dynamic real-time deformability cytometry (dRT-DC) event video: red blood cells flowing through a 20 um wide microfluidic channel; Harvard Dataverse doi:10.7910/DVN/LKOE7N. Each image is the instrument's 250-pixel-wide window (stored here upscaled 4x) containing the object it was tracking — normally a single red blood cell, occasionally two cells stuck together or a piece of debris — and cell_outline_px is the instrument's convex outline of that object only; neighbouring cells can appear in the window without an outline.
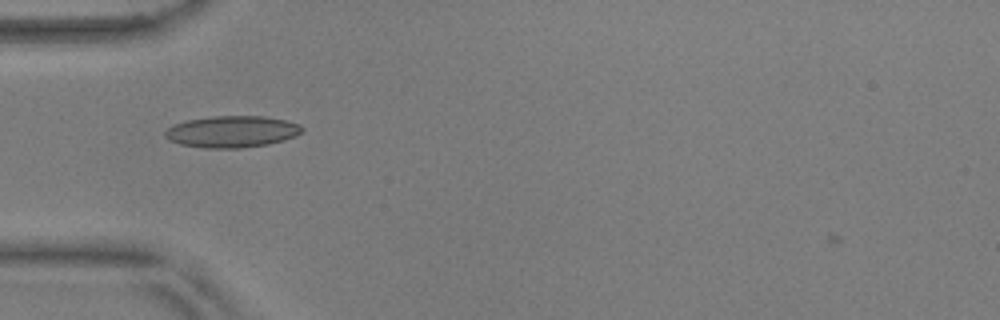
{"species": "common noctule bat (a hibernating species)", "species_latin": "Nyctalus noctula", "temperature_condition": "warm", "stored_images_in_passage": 8, "camera_frame_rate_fps": 3000, "um_per_image_px": 0.085, "animal": {"sex": "male", "body_mass_g": 17.9, "forearm_length_mm": 54.2}, "frame": {"image": 1, "passage_image": 3, "time_ms": 0.667, "image_size_px": [1000, 320], "cell_outline_px": [[304, 128], [296, 136], [284, 140], [268, 144], [240, 148], [204, 148], [180, 144], [164, 136], [164, 132], [168, 128], [176, 124], [188, 120], [212, 116], [264, 116], [284, 120], [300, 124]], "centroid_in_image_um": [19.74, 11.19], "position_along_channel_um": 65.3, "area_um2": 25.09}}
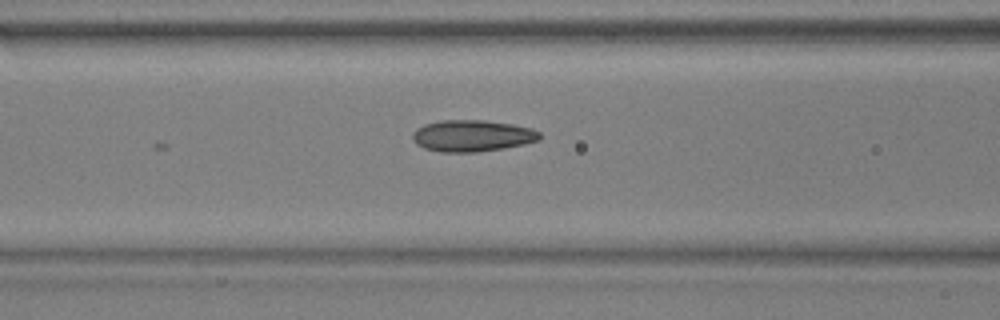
{"frame": {"image": 2, "passage_image": 8, "time_ms": 2.333, "image_size_px": [1000, 320], "cell_outline_px": [[540, 140], [524, 144], [504, 148], [476, 152], [440, 152], [424, 148], [416, 144], [412, 140], [412, 132], [416, 128], [424, 124], [440, 120], [484, 120], [512, 124], [532, 128], [540, 132]], "centroid_in_image_um": [40.11, 11.54], "position_along_channel_um": 126.5, "area_um2": 23.58}}